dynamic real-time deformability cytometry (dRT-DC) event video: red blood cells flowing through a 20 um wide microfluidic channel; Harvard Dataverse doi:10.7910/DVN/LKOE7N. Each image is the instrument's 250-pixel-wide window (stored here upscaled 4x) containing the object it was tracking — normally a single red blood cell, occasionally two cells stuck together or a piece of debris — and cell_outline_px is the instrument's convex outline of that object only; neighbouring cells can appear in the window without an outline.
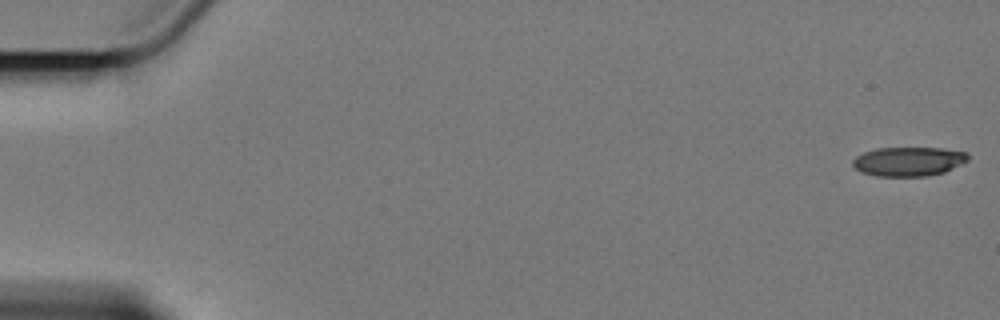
{"species": "Egyptian fruit bat (a non-hibernating species)", "species_latin": "Rousettus aegyptiacus", "temperature_condition": "cold", "stored_images_in_passage": 59, "camera_frame_rate_fps": 3000, "um_per_image_px": 0.085, "animal": {"sex": "female"}, "frame": {"image": 1, "passage_image": 1, "time_ms": 0.0, "image_size_px": [1000, 320], "cell_outline_px": [[968, 160], [944, 172], [928, 176], [876, 176], [860, 172], [852, 164], [852, 160], [856, 156], [864, 152], [876, 148], [940, 148], [968, 152]], "centroid_in_image_um": [77.2, 13.72], "position_along_channel_um": 7.8, "area_um2": 19.59}}
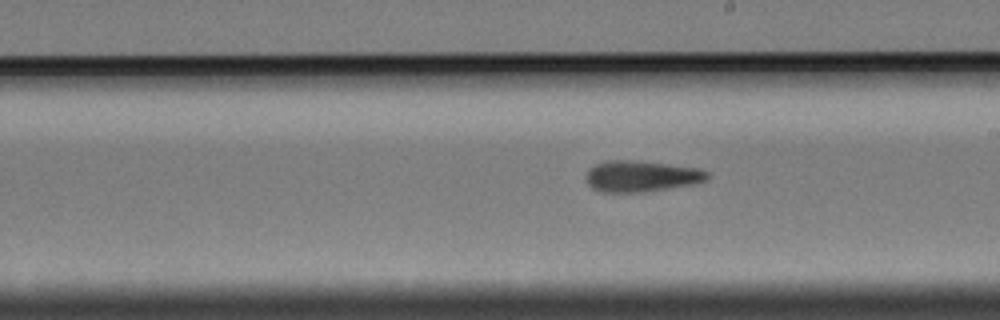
{"frame": {"image": 2, "passage_image": 34, "time_ms": 11.0, "image_size_px": [1000, 320], "cell_outline_px": [[708, 180], [692, 184], [668, 188], [640, 192], [600, 192], [592, 188], [588, 184], [584, 176], [588, 168], [596, 164], [608, 160], [632, 160], [668, 164], [700, 168], [708, 172]], "centroid_in_image_um": [54.47, 14.97], "position_along_channel_um": 234.5, "area_um2": 22.08}}
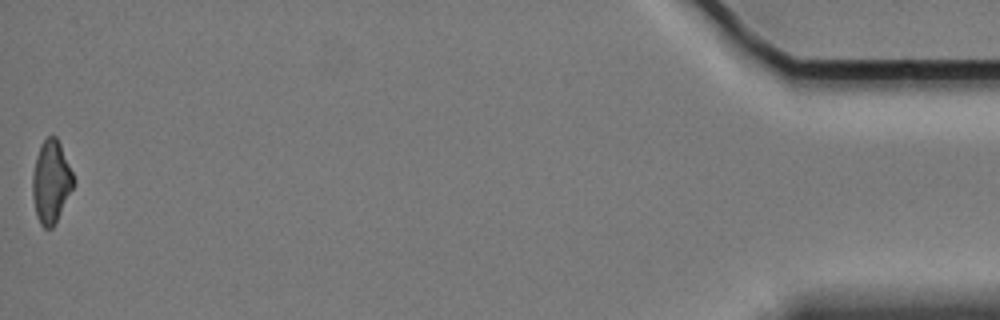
{"frame": {"image": 3, "passage_image": 59, "time_ms": 19.333, "image_size_px": [1000, 320], "cell_outline_px": [[76, 180], [56, 224], [52, 228], [44, 228], [40, 224], [36, 216], [32, 196], [32, 172], [36, 156], [40, 144], [48, 136], [56, 136], [60, 144]], "centroid_in_image_um": [4.33, 15.47], "position_along_channel_um": 430.9, "area_um2": 19.94}, "authors_computed_cell_mechanics": {"area_um2": 21.2126, "velocity_mm_per_s": 3.4166, "shape_relaxation_time_tau1_ms": null, "shape_relaxation_time_tau2_ms": 5.5471, "deformation_change_tau1": null, "deformation_change_tau2": 0.1487}}